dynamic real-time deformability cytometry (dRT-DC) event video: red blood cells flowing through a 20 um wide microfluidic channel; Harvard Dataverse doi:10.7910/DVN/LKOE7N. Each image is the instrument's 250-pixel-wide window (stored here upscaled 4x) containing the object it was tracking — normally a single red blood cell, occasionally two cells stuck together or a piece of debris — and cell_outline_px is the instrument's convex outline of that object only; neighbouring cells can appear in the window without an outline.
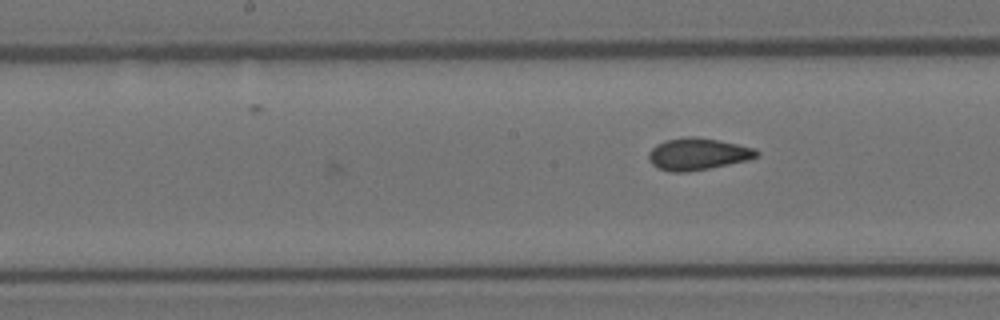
{"species": "Egyptian fruit bat (a non-hibernating species)", "species_latin": "Rousettus aegyptiacus", "temperature_condition": "room temperature", "stored_images_in_passage": 28, "camera_frame_rate_fps": 3000, "um_per_image_px": 0.085, "animal": {"sex": "female"}, "frame": {"image": 1, "passage_image": 28, "time_ms": 9.0, "image_size_px": [1000, 320], "cell_outline_px": [[760, 152], [756, 156], [748, 160], [688, 172], [672, 172], [660, 168], [652, 164], [648, 160], [648, 152], [656, 144], [664, 140], [684, 136], [692, 136], [716, 140], [756, 148]], "centroid_in_image_um": [59.27, 13.08], "position_along_channel_um": 188.9, "area_um2": 20.0}}